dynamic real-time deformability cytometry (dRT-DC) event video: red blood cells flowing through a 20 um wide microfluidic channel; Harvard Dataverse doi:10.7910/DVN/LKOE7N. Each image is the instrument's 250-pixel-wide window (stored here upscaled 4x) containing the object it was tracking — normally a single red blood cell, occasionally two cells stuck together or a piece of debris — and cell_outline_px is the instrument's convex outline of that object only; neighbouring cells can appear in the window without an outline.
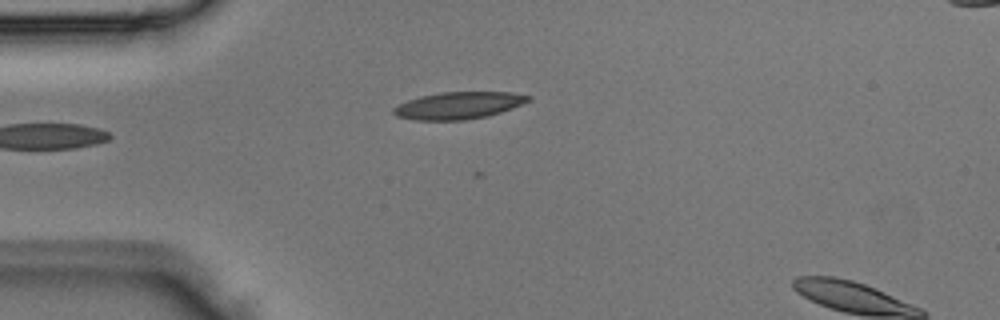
{"species": "Egyptian fruit bat (a non-hibernating species)", "species_latin": "Rousettus aegyptiacus", "temperature_condition": "room temperature", "stored_images_in_passage": 5, "camera_frame_rate_fps": 3000, "um_per_image_px": 0.085, "animal": {"sex": "male"}, "frame": {"image": 1, "passage_image": 5, "time_ms": 1.333, "image_size_px": [1000, 320], "cell_outline_px": [[532, 96], [528, 100], [512, 108], [488, 116], [464, 120], [416, 120], [396, 116], [392, 112], [392, 108], [408, 100], [420, 96], [440, 92], [508, 92]], "centroid_in_image_um": [38.93, 8.96], "position_along_channel_um": 46.1, "area_um2": 21.1}}